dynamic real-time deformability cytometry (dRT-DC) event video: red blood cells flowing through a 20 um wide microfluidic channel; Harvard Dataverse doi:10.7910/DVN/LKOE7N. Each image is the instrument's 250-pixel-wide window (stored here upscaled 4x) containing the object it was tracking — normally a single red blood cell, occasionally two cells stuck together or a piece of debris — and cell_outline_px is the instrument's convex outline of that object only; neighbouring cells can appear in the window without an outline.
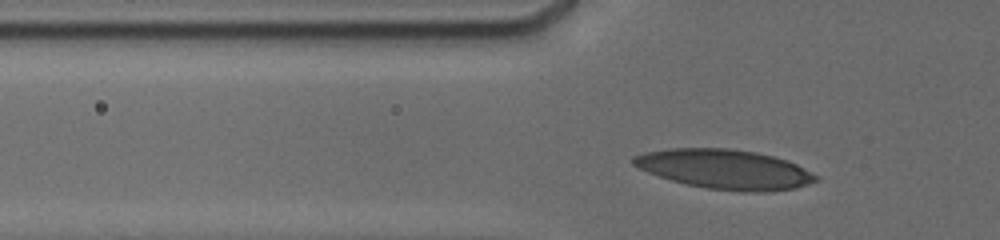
{"species": "human", "species_latin": "Homo sapiens", "temperature_condition": "cold", "stored_images_in_passage": 8, "camera_frame_rate_fps": 3000, "um_per_image_px": 0.085, "donor": {"sex": "male"}, "frame": {"image": 1, "passage_image": 5, "time_ms": 1.667, "image_size_px": [1000, 240], "cell_outline_px": [[820, 180], [796, 188], [764, 192], [740, 192], [708, 188], [688, 184], [672, 180], [648, 172], [632, 164], [632, 156], [644, 152], [668, 148], [728, 148], [756, 152], [788, 160], [820, 176]], "centroid_in_image_um": [61.64, 14.38], "position_along_channel_um": 64.2, "area_um2": 42.14}}
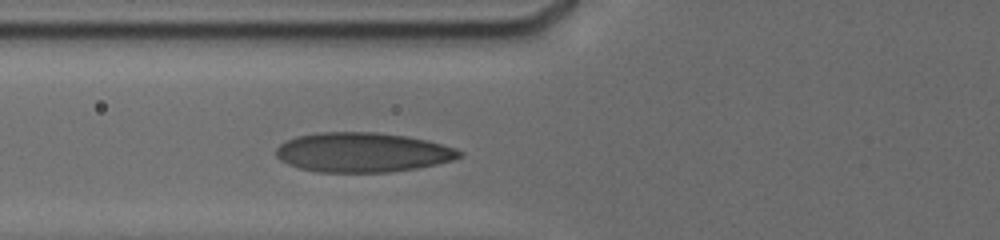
{"frame": {"image": 2, "passage_image": 8, "time_ms": 2.667, "image_size_px": [1000, 240], "cell_outline_px": [[464, 156], [452, 160], [436, 164], [416, 168], [388, 172], [320, 172], [300, 168], [288, 164], [280, 160], [276, 156], [276, 148], [280, 144], [288, 140], [300, 136], [320, 132], [372, 132], [404, 136], [424, 140], [456, 148], [464, 152]], "centroid_in_image_um": [30.82, 12.96], "position_along_channel_um": 95.0, "area_um2": 41.96}}